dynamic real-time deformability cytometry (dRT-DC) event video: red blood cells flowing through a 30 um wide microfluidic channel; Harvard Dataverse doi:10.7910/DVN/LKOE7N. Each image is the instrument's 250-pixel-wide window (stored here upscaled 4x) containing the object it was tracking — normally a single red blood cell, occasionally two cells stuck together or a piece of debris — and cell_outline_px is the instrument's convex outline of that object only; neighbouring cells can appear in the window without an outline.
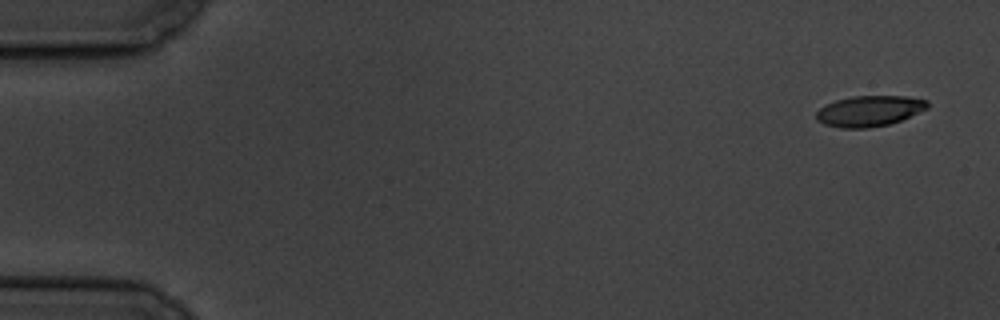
{"species": "common noctule bat (a hibernating species)", "species_latin": "Nyctalus noctula", "temperature_condition": "cold", "stored_images_in_passage": 9, "camera_frame_rate_fps": 3000, "um_per_image_px": 0.085, "animal": {"sex": "male", "body_mass_g": 19.5, "forearm_length_mm": 54.6}, "frame": {"image": 1, "passage_image": 1, "time_ms": 0.0, "image_size_px": [1000, 320], "cell_outline_px": [[928, 108], [900, 120], [888, 124], [868, 128], [840, 128], [824, 124], [816, 120], [816, 112], [824, 104], [836, 100], [852, 96], [904, 96], [928, 100]], "centroid_in_image_um": [73.85, 9.43], "position_along_channel_um": 11.1, "area_um2": 19.88}}
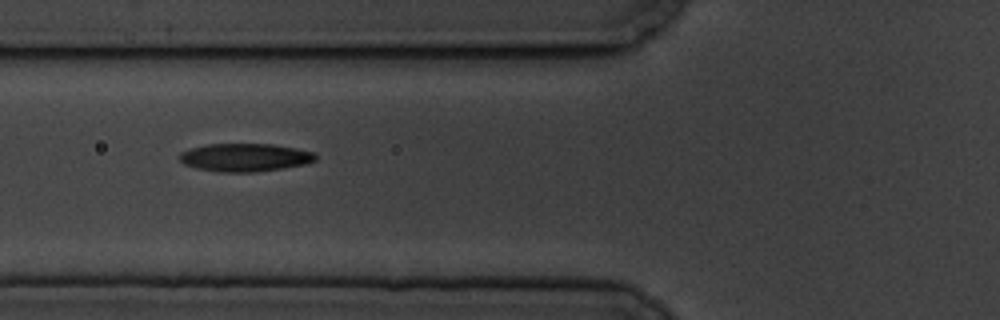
{"frame": {"image": 2, "passage_image": 7, "time_ms": 6.667, "image_size_px": [1000, 320], "cell_outline_px": [[316, 160], [304, 164], [256, 172], [220, 172], [196, 168], [184, 164], [180, 160], [180, 152], [204, 144], [272, 144], [296, 148], [316, 152]], "centroid_in_image_um": [20.82, 13.37], "position_along_channel_um": 105.0, "area_um2": 22.2}}
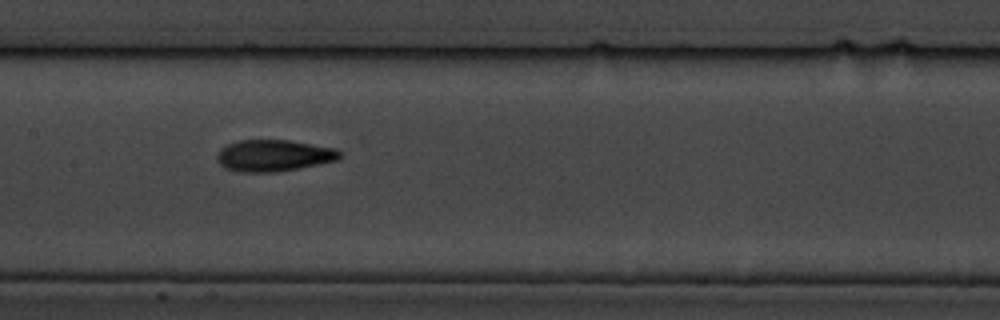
{"frame": {"image": 3, "passage_image": 9, "time_ms": 9.0, "image_size_px": [1000, 320], "cell_outline_px": [[344, 156], [340, 160], [300, 168], [272, 172], [240, 172], [224, 168], [216, 160], [216, 156], [220, 148], [228, 144], [240, 140], [288, 140], [336, 148]], "centroid_in_image_um": [23.29, 13.22], "position_along_channel_um": 184.1, "area_um2": 22.83}}